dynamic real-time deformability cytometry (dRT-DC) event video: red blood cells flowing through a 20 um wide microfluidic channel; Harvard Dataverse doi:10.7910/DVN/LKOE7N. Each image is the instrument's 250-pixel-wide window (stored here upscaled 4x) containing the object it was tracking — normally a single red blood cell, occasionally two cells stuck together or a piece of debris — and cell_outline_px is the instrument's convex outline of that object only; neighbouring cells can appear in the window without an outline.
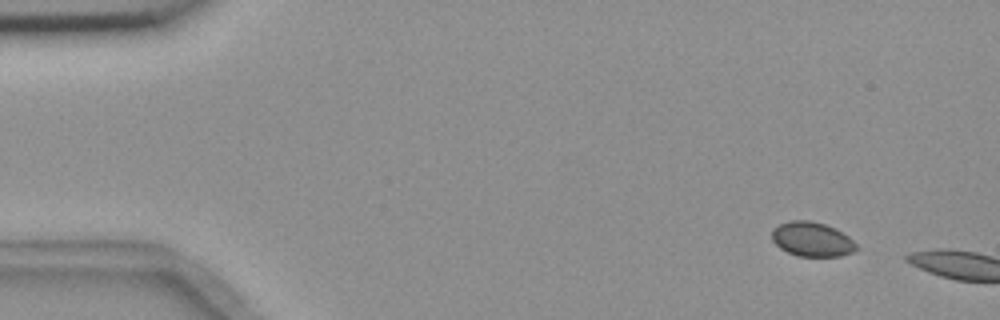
{"species": "common noctule bat (a hibernating species)", "species_latin": "Nyctalus noctula", "temperature_condition": "room temperature", "stored_images_in_passage": 2, "camera_frame_rate_fps": 3000, "um_per_image_px": 0.085, "animal": {"sex": "female", "body_mass_g": 18.4}, "frame": {"image": 1, "passage_image": 1, "time_ms": 0.0, "image_size_px": [1000, 320], "cell_outline_px": [[860, 248], [852, 252], [840, 256], [796, 256], [780, 248], [772, 240], [772, 228], [780, 224], [792, 220], [808, 220], [824, 224], [836, 228], [848, 236]], "centroid_in_image_um": [69.02, 20.34], "position_along_channel_um": 16.0, "area_um2": 16.99}}